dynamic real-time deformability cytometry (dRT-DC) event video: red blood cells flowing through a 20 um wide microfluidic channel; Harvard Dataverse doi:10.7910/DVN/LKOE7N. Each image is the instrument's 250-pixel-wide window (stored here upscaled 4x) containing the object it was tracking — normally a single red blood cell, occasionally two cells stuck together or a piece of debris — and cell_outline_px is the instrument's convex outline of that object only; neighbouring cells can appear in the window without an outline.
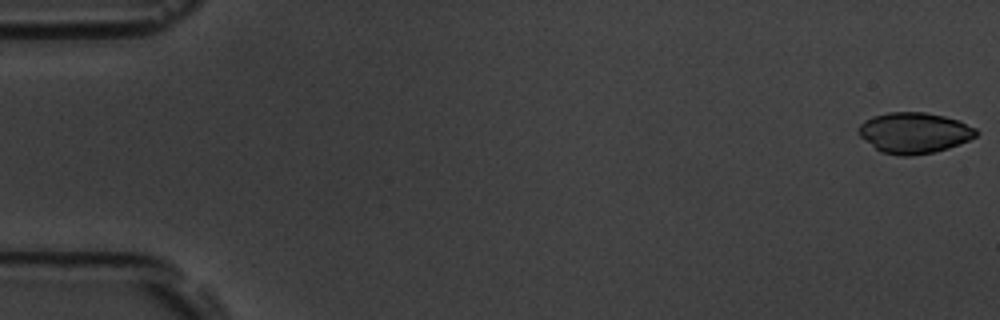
{"species": "common noctule bat (a hibernating species)", "species_latin": "Nyctalus noctula", "temperature_condition": "room temperature", "stored_images_in_passage": 54, "camera_frame_rate_fps": 3000, "um_per_image_px": 0.085, "animal": {"sex": "male", "body_mass_g": 19.5, "forearm_length_mm": 54.6}, "frame": {"image": 1, "passage_image": 1, "time_ms": 0.0, "image_size_px": [1000, 320], "cell_outline_px": [[980, 132], [976, 136], [968, 140], [948, 148], [932, 152], [912, 156], [900, 156], [880, 152], [860, 136], [856, 132], [860, 124], [864, 120], [872, 116], [888, 112], [924, 112], [944, 116], [960, 120], [976, 128]], "centroid_in_image_um": [77.7, 11.28], "position_along_channel_um": 7.3, "area_um2": 28.15}}
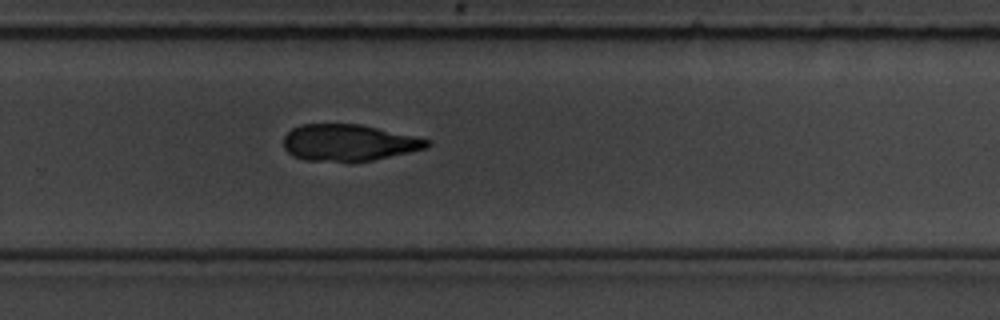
{"frame": {"image": 2, "passage_image": 36, "time_ms": 11.667, "image_size_px": [1000, 320], "cell_outline_px": [[432, 144], [428, 148], [372, 160], [304, 160], [292, 156], [284, 148], [284, 136], [292, 128], [300, 124], [360, 124], [432, 140]], "centroid_in_image_um": [29.65, 12.11], "position_along_channel_um": 300.2, "area_um2": 30.29}}
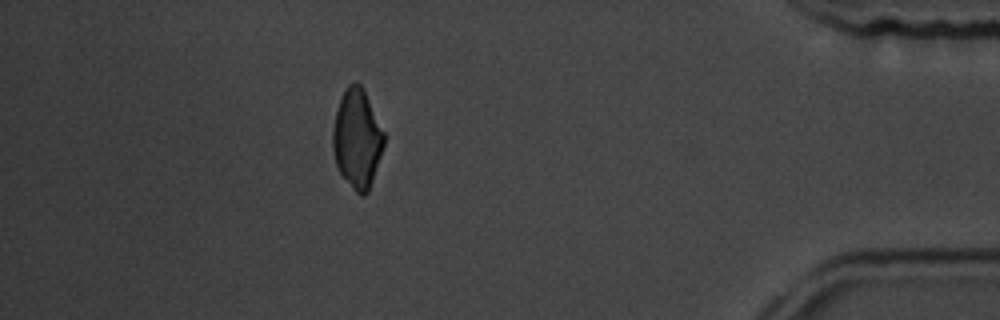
{"frame": {"image": 3, "passage_image": 48, "time_ms": 15.667, "image_size_px": [1000, 320], "cell_outline_px": [[384, 144], [368, 192], [364, 196], [360, 196], [352, 188], [340, 172], [336, 164], [332, 148], [332, 132], [336, 112], [340, 100], [348, 84], [352, 80], [356, 80], [360, 84], [384, 132]], "centroid_in_image_um": [30.33, 11.79], "position_along_channel_um": 404.9, "area_um2": 29.07}}